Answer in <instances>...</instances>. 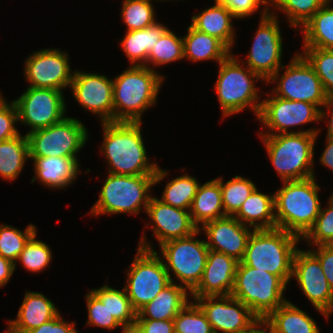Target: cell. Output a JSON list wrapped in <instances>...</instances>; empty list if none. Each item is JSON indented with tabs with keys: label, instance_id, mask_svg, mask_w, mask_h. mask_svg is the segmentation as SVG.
<instances>
[{
	"label": "cell",
	"instance_id": "cell-1",
	"mask_svg": "<svg viewBox=\"0 0 333 333\" xmlns=\"http://www.w3.org/2000/svg\"><path fill=\"white\" fill-rule=\"evenodd\" d=\"M103 127L101 153L107 159L108 173L155 175L158 164L148 162L142 138V122H107Z\"/></svg>",
	"mask_w": 333,
	"mask_h": 333
},
{
	"label": "cell",
	"instance_id": "cell-2",
	"mask_svg": "<svg viewBox=\"0 0 333 333\" xmlns=\"http://www.w3.org/2000/svg\"><path fill=\"white\" fill-rule=\"evenodd\" d=\"M164 76L154 68L135 66L113 80V122H143L144 111L157 102Z\"/></svg>",
	"mask_w": 333,
	"mask_h": 333
},
{
	"label": "cell",
	"instance_id": "cell-3",
	"mask_svg": "<svg viewBox=\"0 0 333 333\" xmlns=\"http://www.w3.org/2000/svg\"><path fill=\"white\" fill-rule=\"evenodd\" d=\"M282 183L274 193L276 228L303 238L321 210L318 196L321 187L316 184L315 176Z\"/></svg>",
	"mask_w": 333,
	"mask_h": 333
},
{
	"label": "cell",
	"instance_id": "cell-4",
	"mask_svg": "<svg viewBox=\"0 0 333 333\" xmlns=\"http://www.w3.org/2000/svg\"><path fill=\"white\" fill-rule=\"evenodd\" d=\"M320 129L260 135L268 157L282 181L314 177V145Z\"/></svg>",
	"mask_w": 333,
	"mask_h": 333
},
{
	"label": "cell",
	"instance_id": "cell-5",
	"mask_svg": "<svg viewBox=\"0 0 333 333\" xmlns=\"http://www.w3.org/2000/svg\"><path fill=\"white\" fill-rule=\"evenodd\" d=\"M168 171L158 166L155 175H120L108 173L100 191L99 199L90 214H133L144 211L151 198L153 185L163 181Z\"/></svg>",
	"mask_w": 333,
	"mask_h": 333
},
{
	"label": "cell",
	"instance_id": "cell-6",
	"mask_svg": "<svg viewBox=\"0 0 333 333\" xmlns=\"http://www.w3.org/2000/svg\"><path fill=\"white\" fill-rule=\"evenodd\" d=\"M300 239L280 228L253 230L241 262L277 275L288 285Z\"/></svg>",
	"mask_w": 333,
	"mask_h": 333
},
{
	"label": "cell",
	"instance_id": "cell-7",
	"mask_svg": "<svg viewBox=\"0 0 333 333\" xmlns=\"http://www.w3.org/2000/svg\"><path fill=\"white\" fill-rule=\"evenodd\" d=\"M237 59L230 53L218 64V78L214 86L222 115L228 117L238 114L247 107L258 116L262 101H259L260 95L254 83L264 80Z\"/></svg>",
	"mask_w": 333,
	"mask_h": 333
},
{
	"label": "cell",
	"instance_id": "cell-8",
	"mask_svg": "<svg viewBox=\"0 0 333 333\" xmlns=\"http://www.w3.org/2000/svg\"><path fill=\"white\" fill-rule=\"evenodd\" d=\"M287 284L277 275L238 262L231 296L243 302L257 317L265 319L287 301Z\"/></svg>",
	"mask_w": 333,
	"mask_h": 333
},
{
	"label": "cell",
	"instance_id": "cell-9",
	"mask_svg": "<svg viewBox=\"0 0 333 333\" xmlns=\"http://www.w3.org/2000/svg\"><path fill=\"white\" fill-rule=\"evenodd\" d=\"M145 236L140 238L136 256L128 267L124 287L136 312L171 283L164 261Z\"/></svg>",
	"mask_w": 333,
	"mask_h": 333
},
{
	"label": "cell",
	"instance_id": "cell-10",
	"mask_svg": "<svg viewBox=\"0 0 333 333\" xmlns=\"http://www.w3.org/2000/svg\"><path fill=\"white\" fill-rule=\"evenodd\" d=\"M201 230L184 238L173 239L160 245V256L168 272L170 281L174 283L173 275L180 281L179 285L185 287L191 293L200 283L209 248L206 240L196 239ZM162 252V253H161ZM183 284V285H182Z\"/></svg>",
	"mask_w": 333,
	"mask_h": 333
},
{
	"label": "cell",
	"instance_id": "cell-11",
	"mask_svg": "<svg viewBox=\"0 0 333 333\" xmlns=\"http://www.w3.org/2000/svg\"><path fill=\"white\" fill-rule=\"evenodd\" d=\"M285 69L280 76V70ZM266 84L277 82L272 95L291 101H303L318 108L326 103L329 96L324 91L320 78L302 54H295L287 66L283 65Z\"/></svg>",
	"mask_w": 333,
	"mask_h": 333
},
{
	"label": "cell",
	"instance_id": "cell-12",
	"mask_svg": "<svg viewBox=\"0 0 333 333\" xmlns=\"http://www.w3.org/2000/svg\"><path fill=\"white\" fill-rule=\"evenodd\" d=\"M30 157H69L77 158L86 144L88 131L80 120L65 117L47 128L26 134Z\"/></svg>",
	"mask_w": 333,
	"mask_h": 333
},
{
	"label": "cell",
	"instance_id": "cell-13",
	"mask_svg": "<svg viewBox=\"0 0 333 333\" xmlns=\"http://www.w3.org/2000/svg\"><path fill=\"white\" fill-rule=\"evenodd\" d=\"M262 10L261 21L248 52L247 62H242L267 82L283 66V41L278 16L269 11L268 6H264Z\"/></svg>",
	"mask_w": 333,
	"mask_h": 333
},
{
	"label": "cell",
	"instance_id": "cell-14",
	"mask_svg": "<svg viewBox=\"0 0 333 333\" xmlns=\"http://www.w3.org/2000/svg\"><path fill=\"white\" fill-rule=\"evenodd\" d=\"M18 119L35 130L47 128L65 118L66 104L63 91L51 88L29 87L14 100Z\"/></svg>",
	"mask_w": 333,
	"mask_h": 333
},
{
	"label": "cell",
	"instance_id": "cell-15",
	"mask_svg": "<svg viewBox=\"0 0 333 333\" xmlns=\"http://www.w3.org/2000/svg\"><path fill=\"white\" fill-rule=\"evenodd\" d=\"M320 109L312 103L291 101L269 95L268 98L262 100L256 118L262 122V128L267 127L270 132L265 131L258 135H276L290 133V131L295 133L291 127L296 128L299 125L321 121Z\"/></svg>",
	"mask_w": 333,
	"mask_h": 333
},
{
	"label": "cell",
	"instance_id": "cell-16",
	"mask_svg": "<svg viewBox=\"0 0 333 333\" xmlns=\"http://www.w3.org/2000/svg\"><path fill=\"white\" fill-rule=\"evenodd\" d=\"M293 278L315 309L329 320V316L333 314V290L318 258L310 250H296L292 268Z\"/></svg>",
	"mask_w": 333,
	"mask_h": 333
},
{
	"label": "cell",
	"instance_id": "cell-17",
	"mask_svg": "<svg viewBox=\"0 0 333 333\" xmlns=\"http://www.w3.org/2000/svg\"><path fill=\"white\" fill-rule=\"evenodd\" d=\"M68 52L43 49L32 53L25 60L24 78L29 87L63 90L71 86L74 72L70 69Z\"/></svg>",
	"mask_w": 333,
	"mask_h": 333
},
{
	"label": "cell",
	"instance_id": "cell-18",
	"mask_svg": "<svg viewBox=\"0 0 333 333\" xmlns=\"http://www.w3.org/2000/svg\"><path fill=\"white\" fill-rule=\"evenodd\" d=\"M70 89L84 109L99 115L102 123L113 122V79L97 73L74 70Z\"/></svg>",
	"mask_w": 333,
	"mask_h": 333
},
{
	"label": "cell",
	"instance_id": "cell-19",
	"mask_svg": "<svg viewBox=\"0 0 333 333\" xmlns=\"http://www.w3.org/2000/svg\"><path fill=\"white\" fill-rule=\"evenodd\" d=\"M192 298L206 315L214 333H235L257 319L248 306L231 295Z\"/></svg>",
	"mask_w": 333,
	"mask_h": 333
},
{
	"label": "cell",
	"instance_id": "cell-20",
	"mask_svg": "<svg viewBox=\"0 0 333 333\" xmlns=\"http://www.w3.org/2000/svg\"><path fill=\"white\" fill-rule=\"evenodd\" d=\"M199 230L206 234L209 250L224 253L241 261L254 229L251 230V227L240 223L234 216L226 215L205 223Z\"/></svg>",
	"mask_w": 333,
	"mask_h": 333
},
{
	"label": "cell",
	"instance_id": "cell-21",
	"mask_svg": "<svg viewBox=\"0 0 333 333\" xmlns=\"http://www.w3.org/2000/svg\"><path fill=\"white\" fill-rule=\"evenodd\" d=\"M145 212L153 223L149 227L159 246L173 239L188 237L198 230L189 210L165 204L154 196H151Z\"/></svg>",
	"mask_w": 333,
	"mask_h": 333
},
{
	"label": "cell",
	"instance_id": "cell-22",
	"mask_svg": "<svg viewBox=\"0 0 333 333\" xmlns=\"http://www.w3.org/2000/svg\"><path fill=\"white\" fill-rule=\"evenodd\" d=\"M238 262L224 253L209 250L202 279L190 297L231 295Z\"/></svg>",
	"mask_w": 333,
	"mask_h": 333
},
{
	"label": "cell",
	"instance_id": "cell-23",
	"mask_svg": "<svg viewBox=\"0 0 333 333\" xmlns=\"http://www.w3.org/2000/svg\"><path fill=\"white\" fill-rule=\"evenodd\" d=\"M60 312L45 295L27 291L15 320H8L5 333H26L55 318Z\"/></svg>",
	"mask_w": 333,
	"mask_h": 333
},
{
	"label": "cell",
	"instance_id": "cell-24",
	"mask_svg": "<svg viewBox=\"0 0 333 333\" xmlns=\"http://www.w3.org/2000/svg\"><path fill=\"white\" fill-rule=\"evenodd\" d=\"M33 160L36 179L48 188L65 189L74 182L79 174L78 158L69 157H30Z\"/></svg>",
	"mask_w": 333,
	"mask_h": 333
},
{
	"label": "cell",
	"instance_id": "cell-25",
	"mask_svg": "<svg viewBox=\"0 0 333 333\" xmlns=\"http://www.w3.org/2000/svg\"><path fill=\"white\" fill-rule=\"evenodd\" d=\"M232 19H237L222 3L215 2L210 8L192 16L191 25L204 33L220 40L231 52L234 44L235 29Z\"/></svg>",
	"mask_w": 333,
	"mask_h": 333
},
{
	"label": "cell",
	"instance_id": "cell-26",
	"mask_svg": "<svg viewBox=\"0 0 333 333\" xmlns=\"http://www.w3.org/2000/svg\"><path fill=\"white\" fill-rule=\"evenodd\" d=\"M189 291L170 283L148 304L137 312L136 319L173 320L180 310L190 301Z\"/></svg>",
	"mask_w": 333,
	"mask_h": 333
},
{
	"label": "cell",
	"instance_id": "cell-27",
	"mask_svg": "<svg viewBox=\"0 0 333 333\" xmlns=\"http://www.w3.org/2000/svg\"><path fill=\"white\" fill-rule=\"evenodd\" d=\"M190 216L194 225L199 229L210 221L224 217L225 211L220 189V177L199 184L193 199Z\"/></svg>",
	"mask_w": 333,
	"mask_h": 333
},
{
	"label": "cell",
	"instance_id": "cell-28",
	"mask_svg": "<svg viewBox=\"0 0 333 333\" xmlns=\"http://www.w3.org/2000/svg\"><path fill=\"white\" fill-rule=\"evenodd\" d=\"M234 217L254 230L276 228L274 193L266 195L256 188Z\"/></svg>",
	"mask_w": 333,
	"mask_h": 333
},
{
	"label": "cell",
	"instance_id": "cell-29",
	"mask_svg": "<svg viewBox=\"0 0 333 333\" xmlns=\"http://www.w3.org/2000/svg\"><path fill=\"white\" fill-rule=\"evenodd\" d=\"M268 333H320L316 321L289 300L266 318Z\"/></svg>",
	"mask_w": 333,
	"mask_h": 333
},
{
	"label": "cell",
	"instance_id": "cell-30",
	"mask_svg": "<svg viewBox=\"0 0 333 333\" xmlns=\"http://www.w3.org/2000/svg\"><path fill=\"white\" fill-rule=\"evenodd\" d=\"M183 36L184 58L191 62L214 60L219 64L231 51L217 38L195 29L191 24Z\"/></svg>",
	"mask_w": 333,
	"mask_h": 333
},
{
	"label": "cell",
	"instance_id": "cell-31",
	"mask_svg": "<svg viewBox=\"0 0 333 333\" xmlns=\"http://www.w3.org/2000/svg\"><path fill=\"white\" fill-rule=\"evenodd\" d=\"M168 27L156 22L145 29L126 31L120 45L132 65L146 66L147 57Z\"/></svg>",
	"mask_w": 333,
	"mask_h": 333
},
{
	"label": "cell",
	"instance_id": "cell-32",
	"mask_svg": "<svg viewBox=\"0 0 333 333\" xmlns=\"http://www.w3.org/2000/svg\"><path fill=\"white\" fill-rule=\"evenodd\" d=\"M328 0L302 27L303 47L333 50V7Z\"/></svg>",
	"mask_w": 333,
	"mask_h": 333
},
{
	"label": "cell",
	"instance_id": "cell-33",
	"mask_svg": "<svg viewBox=\"0 0 333 333\" xmlns=\"http://www.w3.org/2000/svg\"><path fill=\"white\" fill-rule=\"evenodd\" d=\"M27 159H30V152L26 134L0 142V177L14 181Z\"/></svg>",
	"mask_w": 333,
	"mask_h": 333
},
{
	"label": "cell",
	"instance_id": "cell-34",
	"mask_svg": "<svg viewBox=\"0 0 333 333\" xmlns=\"http://www.w3.org/2000/svg\"><path fill=\"white\" fill-rule=\"evenodd\" d=\"M91 291L106 305L110 314L121 326L136 322L137 312L132 307L124 288L118 290L104 284Z\"/></svg>",
	"mask_w": 333,
	"mask_h": 333
},
{
	"label": "cell",
	"instance_id": "cell-35",
	"mask_svg": "<svg viewBox=\"0 0 333 333\" xmlns=\"http://www.w3.org/2000/svg\"><path fill=\"white\" fill-rule=\"evenodd\" d=\"M199 184L193 176L183 174L167 182L159 200L173 207L190 211Z\"/></svg>",
	"mask_w": 333,
	"mask_h": 333
},
{
	"label": "cell",
	"instance_id": "cell-36",
	"mask_svg": "<svg viewBox=\"0 0 333 333\" xmlns=\"http://www.w3.org/2000/svg\"><path fill=\"white\" fill-rule=\"evenodd\" d=\"M182 59H185L183 37H178L173 31L167 29L148 54L147 67L151 68L148 66L151 63L153 66H160Z\"/></svg>",
	"mask_w": 333,
	"mask_h": 333
},
{
	"label": "cell",
	"instance_id": "cell-37",
	"mask_svg": "<svg viewBox=\"0 0 333 333\" xmlns=\"http://www.w3.org/2000/svg\"><path fill=\"white\" fill-rule=\"evenodd\" d=\"M256 188L254 182L242 176L236 175L225 184L221 177L220 189L225 215L234 216Z\"/></svg>",
	"mask_w": 333,
	"mask_h": 333
},
{
	"label": "cell",
	"instance_id": "cell-38",
	"mask_svg": "<svg viewBox=\"0 0 333 333\" xmlns=\"http://www.w3.org/2000/svg\"><path fill=\"white\" fill-rule=\"evenodd\" d=\"M328 0H270V6L283 11L290 26L302 27Z\"/></svg>",
	"mask_w": 333,
	"mask_h": 333
},
{
	"label": "cell",
	"instance_id": "cell-39",
	"mask_svg": "<svg viewBox=\"0 0 333 333\" xmlns=\"http://www.w3.org/2000/svg\"><path fill=\"white\" fill-rule=\"evenodd\" d=\"M121 9L126 31L145 29L157 22L152 0H124Z\"/></svg>",
	"mask_w": 333,
	"mask_h": 333
},
{
	"label": "cell",
	"instance_id": "cell-40",
	"mask_svg": "<svg viewBox=\"0 0 333 333\" xmlns=\"http://www.w3.org/2000/svg\"><path fill=\"white\" fill-rule=\"evenodd\" d=\"M37 228L29 224L24 231L10 225H0V256L16 262L28 240L37 233Z\"/></svg>",
	"mask_w": 333,
	"mask_h": 333
},
{
	"label": "cell",
	"instance_id": "cell-41",
	"mask_svg": "<svg viewBox=\"0 0 333 333\" xmlns=\"http://www.w3.org/2000/svg\"><path fill=\"white\" fill-rule=\"evenodd\" d=\"M173 322L174 333H214L206 315L195 301H189Z\"/></svg>",
	"mask_w": 333,
	"mask_h": 333
},
{
	"label": "cell",
	"instance_id": "cell-42",
	"mask_svg": "<svg viewBox=\"0 0 333 333\" xmlns=\"http://www.w3.org/2000/svg\"><path fill=\"white\" fill-rule=\"evenodd\" d=\"M302 55L315 70L324 91L333 96V50L303 47Z\"/></svg>",
	"mask_w": 333,
	"mask_h": 333
},
{
	"label": "cell",
	"instance_id": "cell-43",
	"mask_svg": "<svg viewBox=\"0 0 333 333\" xmlns=\"http://www.w3.org/2000/svg\"><path fill=\"white\" fill-rule=\"evenodd\" d=\"M36 234L37 233H35L25 244L24 249L14 263L15 269L17 261L21 262L26 270L34 273L43 271L50 264L52 260V251L43 241L36 240Z\"/></svg>",
	"mask_w": 333,
	"mask_h": 333
},
{
	"label": "cell",
	"instance_id": "cell-44",
	"mask_svg": "<svg viewBox=\"0 0 333 333\" xmlns=\"http://www.w3.org/2000/svg\"><path fill=\"white\" fill-rule=\"evenodd\" d=\"M308 246L333 245V197L330 195L327 208H322L313 227L303 237ZM312 243V244H311Z\"/></svg>",
	"mask_w": 333,
	"mask_h": 333
},
{
	"label": "cell",
	"instance_id": "cell-45",
	"mask_svg": "<svg viewBox=\"0 0 333 333\" xmlns=\"http://www.w3.org/2000/svg\"><path fill=\"white\" fill-rule=\"evenodd\" d=\"M86 305L88 310V321L87 326L101 327L107 330H113L121 327V325L115 320L112 314H110L106 305L89 290L86 294Z\"/></svg>",
	"mask_w": 333,
	"mask_h": 333
},
{
	"label": "cell",
	"instance_id": "cell-46",
	"mask_svg": "<svg viewBox=\"0 0 333 333\" xmlns=\"http://www.w3.org/2000/svg\"><path fill=\"white\" fill-rule=\"evenodd\" d=\"M17 122H19V119L15 102H7L0 92V142L20 135V132L14 126Z\"/></svg>",
	"mask_w": 333,
	"mask_h": 333
},
{
	"label": "cell",
	"instance_id": "cell-47",
	"mask_svg": "<svg viewBox=\"0 0 333 333\" xmlns=\"http://www.w3.org/2000/svg\"><path fill=\"white\" fill-rule=\"evenodd\" d=\"M214 2L226 5L238 19L254 14L260 5L270 6V0H214Z\"/></svg>",
	"mask_w": 333,
	"mask_h": 333
},
{
	"label": "cell",
	"instance_id": "cell-48",
	"mask_svg": "<svg viewBox=\"0 0 333 333\" xmlns=\"http://www.w3.org/2000/svg\"><path fill=\"white\" fill-rule=\"evenodd\" d=\"M26 333H79L75 330V324L68 323L61 317L60 313L53 319L41 324Z\"/></svg>",
	"mask_w": 333,
	"mask_h": 333
},
{
	"label": "cell",
	"instance_id": "cell-49",
	"mask_svg": "<svg viewBox=\"0 0 333 333\" xmlns=\"http://www.w3.org/2000/svg\"><path fill=\"white\" fill-rule=\"evenodd\" d=\"M310 251L318 258L325 277L333 290V245H319Z\"/></svg>",
	"mask_w": 333,
	"mask_h": 333
},
{
	"label": "cell",
	"instance_id": "cell-50",
	"mask_svg": "<svg viewBox=\"0 0 333 333\" xmlns=\"http://www.w3.org/2000/svg\"><path fill=\"white\" fill-rule=\"evenodd\" d=\"M144 333H174L173 320L136 319Z\"/></svg>",
	"mask_w": 333,
	"mask_h": 333
},
{
	"label": "cell",
	"instance_id": "cell-51",
	"mask_svg": "<svg viewBox=\"0 0 333 333\" xmlns=\"http://www.w3.org/2000/svg\"><path fill=\"white\" fill-rule=\"evenodd\" d=\"M14 263L0 256V287L5 286L15 272Z\"/></svg>",
	"mask_w": 333,
	"mask_h": 333
},
{
	"label": "cell",
	"instance_id": "cell-52",
	"mask_svg": "<svg viewBox=\"0 0 333 333\" xmlns=\"http://www.w3.org/2000/svg\"><path fill=\"white\" fill-rule=\"evenodd\" d=\"M322 107H325L327 110L324 111L323 109H320V120H324L328 114L330 115V119L327 122L328 129L326 137L333 138V96H329L328 100Z\"/></svg>",
	"mask_w": 333,
	"mask_h": 333
},
{
	"label": "cell",
	"instance_id": "cell-53",
	"mask_svg": "<svg viewBox=\"0 0 333 333\" xmlns=\"http://www.w3.org/2000/svg\"><path fill=\"white\" fill-rule=\"evenodd\" d=\"M320 163L333 171V138H326V146L321 154Z\"/></svg>",
	"mask_w": 333,
	"mask_h": 333
},
{
	"label": "cell",
	"instance_id": "cell-54",
	"mask_svg": "<svg viewBox=\"0 0 333 333\" xmlns=\"http://www.w3.org/2000/svg\"><path fill=\"white\" fill-rule=\"evenodd\" d=\"M235 333H268V328L265 319L257 318L249 327Z\"/></svg>",
	"mask_w": 333,
	"mask_h": 333
},
{
	"label": "cell",
	"instance_id": "cell-55",
	"mask_svg": "<svg viewBox=\"0 0 333 333\" xmlns=\"http://www.w3.org/2000/svg\"><path fill=\"white\" fill-rule=\"evenodd\" d=\"M122 333H144L137 322L121 326Z\"/></svg>",
	"mask_w": 333,
	"mask_h": 333
},
{
	"label": "cell",
	"instance_id": "cell-56",
	"mask_svg": "<svg viewBox=\"0 0 333 333\" xmlns=\"http://www.w3.org/2000/svg\"><path fill=\"white\" fill-rule=\"evenodd\" d=\"M155 1H161V2H162V1H166V2H167V0H155ZM168 1H169V0H168ZM172 1H173V0H172Z\"/></svg>",
	"mask_w": 333,
	"mask_h": 333
}]
</instances>
